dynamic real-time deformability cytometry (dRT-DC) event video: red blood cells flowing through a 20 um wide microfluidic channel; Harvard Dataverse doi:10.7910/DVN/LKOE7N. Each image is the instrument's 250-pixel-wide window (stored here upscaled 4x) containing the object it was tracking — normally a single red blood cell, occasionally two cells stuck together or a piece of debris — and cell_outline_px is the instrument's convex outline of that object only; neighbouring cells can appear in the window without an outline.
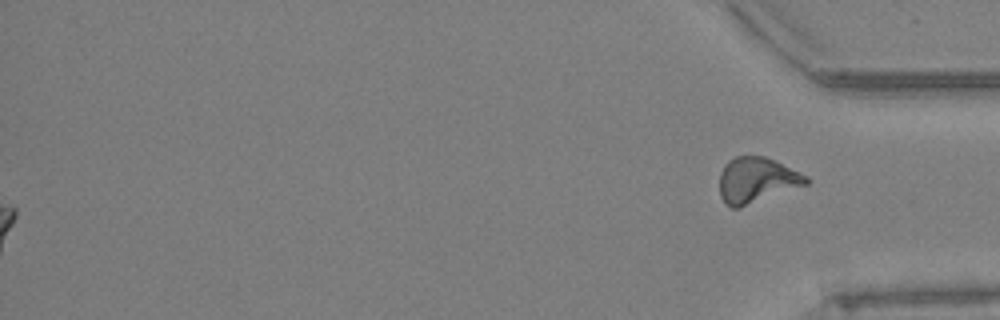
{"species": "Egyptian fruit bat (a non-hibernating species)", "species_latin": "Rousettus aegyptiacus", "temperature_condition": "warm", "stored_images_in_passage": 62, "segment_of_instrument_passage": [2, 2], "camera_frame_rate_fps": 3000, "um_per_image_px": 0.085, "animal": {"sex": "female"}, "frame": {"image": 1, "passage_image": 62, "time_ms": 20.333, "image_size_px": [1000, 320], "cell_outline_px": [[808, 184], [740, 208], [732, 208], [724, 204], [720, 196], [720, 172], [724, 164], [728, 160], [736, 156], [764, 156], [800, 172], [808, 176]], "centroid_in_image_um": [64.28, 15.32], "position_along_channel_um": 370.9, "area_um2": 23.06}}